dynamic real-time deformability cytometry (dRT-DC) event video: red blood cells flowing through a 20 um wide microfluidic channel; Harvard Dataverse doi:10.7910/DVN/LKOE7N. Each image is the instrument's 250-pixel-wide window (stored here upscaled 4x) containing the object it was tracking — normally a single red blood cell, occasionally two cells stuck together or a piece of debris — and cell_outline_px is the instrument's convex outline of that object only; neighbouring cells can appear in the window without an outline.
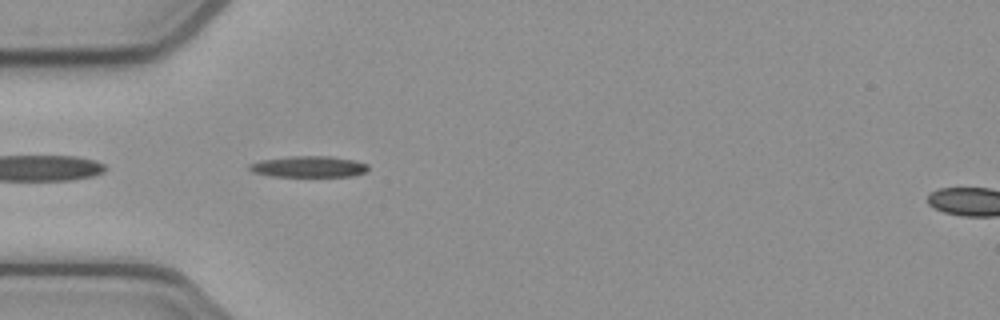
{"species": "common noctule bat (a hibernating species)", "species_latin": "Nyctalus noctula", "temperature_condition": "cold", "stored_images_in_passage": 39, "camera_frame_rate_fps": 3000, "um_per_image_px": 0.085, "animal": {"sex": "female", "body_mass_g": 21.9}, "frame": {"image": 1, "passage_image": 2, "time_ms": 0.333, "image_size_px": [1000, 320], "cell_outline_px": [[368, 168], [364, 172], [352, 176], [272, 176], [252, 172], [248, 168], [248, 164], [260, 160], [288, 156], [332, 156], [356, 160], [368, 164]], "centroid_in_image_um": [26.22, 14.15], "position_along_channel_um": 58.8, "area_um2": 14.74}}
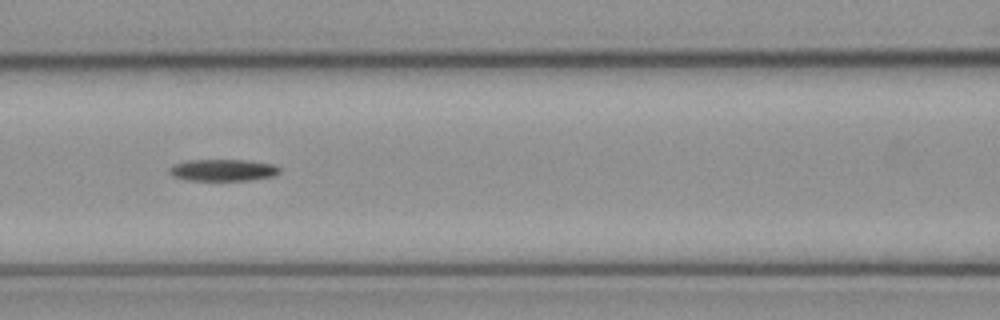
{"frame": {"image": 2, "passage_image": 9, "time_ms": 2.667, "image_size_px": [1000, 320], "cell_outline_px": [[280, 172], [276, 176], [248, 180], [188, 180], [172, 176], [168, 172], [168, 168], [172, 164], [188, 160], [244, 160], [272, 164], [280, 168]], "centroid_in_image_um": [18.92, 14.46], "position_along_channel_um": 147.7, "area_um2": 14.05}}
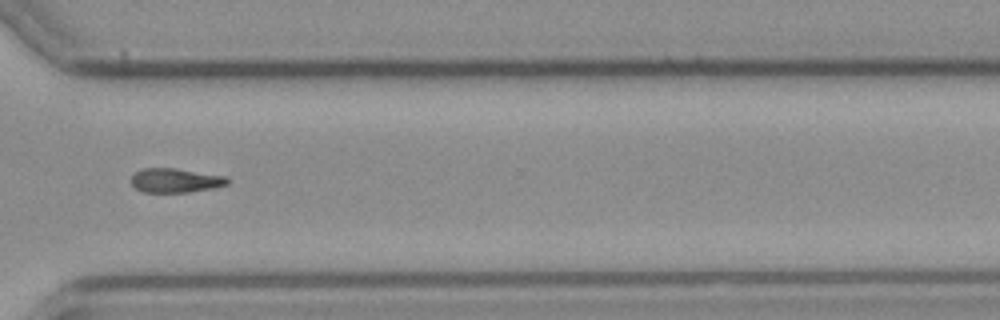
{"frame": {"image": 3, "passage_image": 25, "time_ms": 8.0, "image_size_px": [1000, 320], "cell_outline_px": [[228, 184], [212, 188], [188, 192], [144, 192], [136, 188], [132, 184], [132, 176], [136, 172], [144, 168], [172, 168], [228, 176]], "centroid_in_image_um": [14.93, 15.33], "position_along_channel_um": 355.7, "area_um2": 13.41}, "authors_computed_cell_mechanics": {"area_um2": 13.872, "velocity_mm_per_s": 3.9112, "shape_relaxation_time_tau1_ms": 4.2473, "shape_relaxation_time_tau2_ms": 9.7261, "deformation_change_tau1": 0.1375, "deformation_change_tau2": 0.2265}}